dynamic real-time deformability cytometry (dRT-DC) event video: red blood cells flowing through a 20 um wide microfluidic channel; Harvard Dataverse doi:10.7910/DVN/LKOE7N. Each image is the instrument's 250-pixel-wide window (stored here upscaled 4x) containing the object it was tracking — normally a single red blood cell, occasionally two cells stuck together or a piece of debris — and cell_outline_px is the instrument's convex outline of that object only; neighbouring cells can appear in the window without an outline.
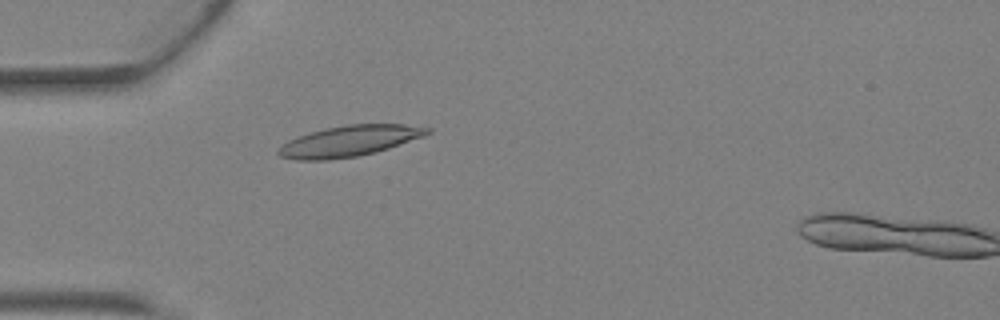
{"species": "Egyptian fruit bat (a non-hibernating species)", "species_latin": "Rousettus aegyptiacus", "temperature_condition": "warm", "stored_images_in_passage": 44, "camera_frame_rate_fps": 3000, "um_per_image_px": 0.085, "animal": {"sex": "female"}, "frame": {"image": 1, "passage_image": 13, "time_ms": 4.0, "image_size_px": [1000, 320], "cell_outline_px": [[432, 132], [424, 136], [388, 148], [356, 156], [328, 160], [296, 160], [280, 156], [276, 152], [288, 140], [296, 136], [324, 128], [348, 124], [404, 124], [432, 128]], "centroid_in_image_um": [29.69, 11.97], "position_along_channel_um": 55.3, "area_um2": 26.65}}
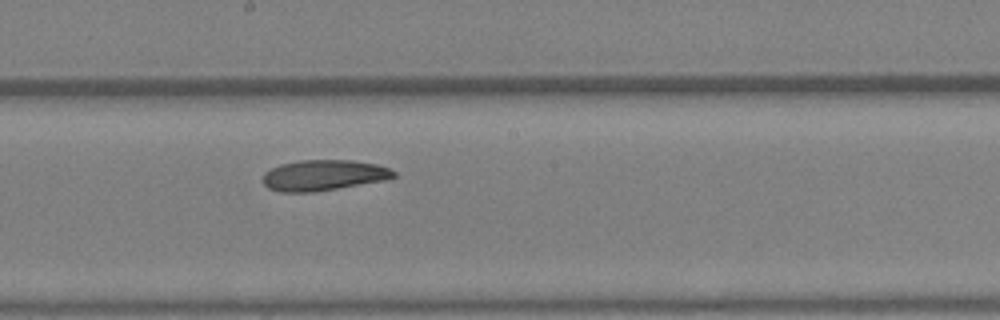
{"frame": {"image": 2, "passage_image": 24, "time_ms": 7.667, "image_size_px": [1000, 320], "cell_outline_px": [[396, 176], [384, 180], [312, 192], [280, 192], [268, 188], [264, 184], [264, 172], [280, 164], [300, 160], [352, 160], [376, 164], [388, 168], [396, 172]], "centroid_in_image_um": [27.48, 14.89], "position_along_channel_um": 220.7, "area_um2": 23.18}}
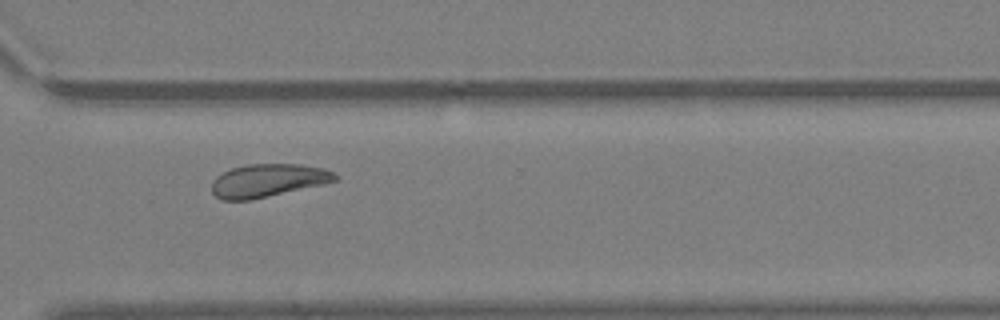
{"frame": {"image": 3, "passage_image": 32, "time_ms": 10.333, "image_size_px": [1000, 320], "cell_outline_px": [[340, 176], [336, 180], [324, 184], [252, 200], [220, 200], [212, 192], [212, 180], [216, 176], [232, 168], [248, 164], [300, 164], [324, 168]], "centroid_in_image_um": [22.77, 15.34], "position_along_channel_um": 347.8, "area_um2": 23.87}, "authors_computed_cell_mechanics": {"area_um2": 25.432, "velocity_mm_per_s": 4.7731, "shape_relaxation_time_tau1_ms": 6.6924, "shape_relaxation_time_tau2_ms": 6.7451, "deformation_change_tau1": 0.1732, "deformation_change_tau2": 0.1428}}